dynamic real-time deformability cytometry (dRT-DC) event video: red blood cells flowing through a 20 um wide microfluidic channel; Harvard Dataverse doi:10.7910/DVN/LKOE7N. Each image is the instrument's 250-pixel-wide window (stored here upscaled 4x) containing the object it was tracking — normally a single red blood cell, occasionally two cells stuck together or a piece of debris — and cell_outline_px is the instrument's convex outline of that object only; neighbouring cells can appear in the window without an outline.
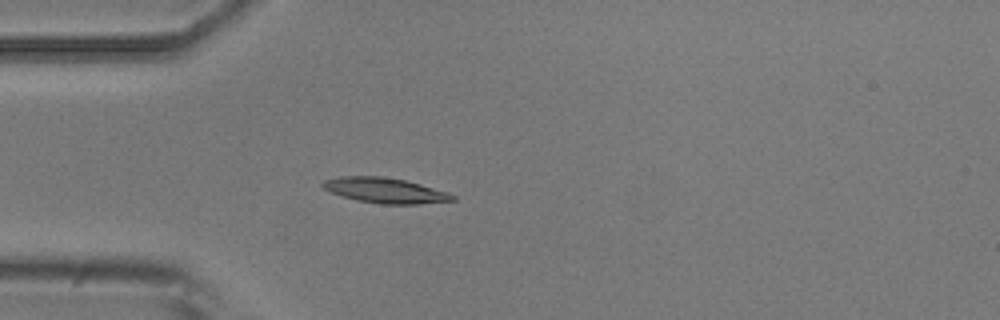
{"species": "common noctule bat (a hibernating species)", "species_latin": "Nyctalus noctula", "temperature_condition": "room temperature", "stored_images_in_passage": 4, "camera_frame_rate_fps": 3000, "um_per_image_px": 0.085, "animal": {"sex": "male", "body_mass_g": 20.5, "forearm_length_mm": 52.5}, "frame": {"image": 1, "passage_image": 4, "time_ms": 4.333, "image_size_px": [1000, 320], "cell_outline_px": [[456, 200], [420, 204], [380, 204], [356, 200], [340, 196], [324, 188], [320, 184], [324, 180], [340, 176], [380, 176], [404, 180], [420, 184], [448, 192], [456, 196]], "centroid_in_image_um": [32.73, 16.19], "position_along_channel_um": 52.3, "area_um2": 19.13}}